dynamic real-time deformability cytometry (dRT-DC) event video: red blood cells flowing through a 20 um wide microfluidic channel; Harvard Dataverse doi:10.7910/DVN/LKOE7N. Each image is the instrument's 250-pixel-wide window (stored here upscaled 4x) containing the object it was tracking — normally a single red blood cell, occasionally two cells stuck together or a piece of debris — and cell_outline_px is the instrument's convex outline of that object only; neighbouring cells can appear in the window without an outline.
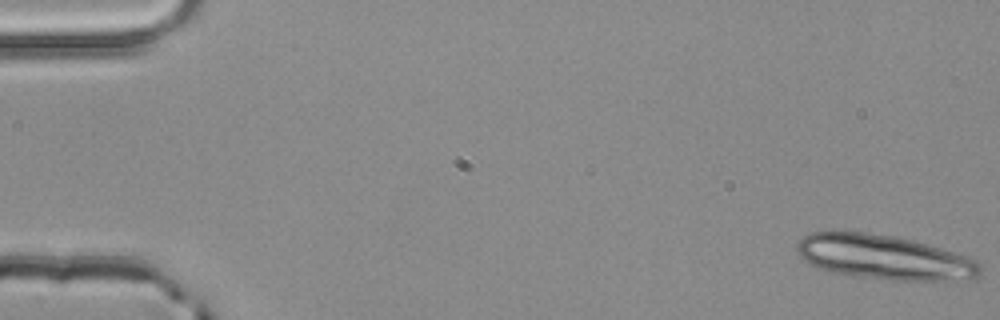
{"species": "common noctule bat (a hibernating species)", "species_latin": "Nyctalus noctula", "temperature_condition": "room temperature", "stored_images_in_passage": 4, "camera_frame_rate_fps": 3000, "um_per_image_px": 0.085, "animal": {"sex": "male", "body_mass_g": 20.4}, "frame": {"image": 1, "passage_image": 1, "time_ms": 0.0, "image_size_px": [1000, 320], "cell_outline_px": [[980, 276], [972, 280], [960, 284], [892, 280], [852, 276], [832, 272], [816, 268], [808, 264], [796, 252], [796, 244], [808, 232], [864, 232], [892, 236], [912, 240], [940, 248], [976, 260], [980, 264]], "centroid_in_image_um": [75.23, 21.93], "position_along_channel_um": 9.8, "area_um2": 48.73}}